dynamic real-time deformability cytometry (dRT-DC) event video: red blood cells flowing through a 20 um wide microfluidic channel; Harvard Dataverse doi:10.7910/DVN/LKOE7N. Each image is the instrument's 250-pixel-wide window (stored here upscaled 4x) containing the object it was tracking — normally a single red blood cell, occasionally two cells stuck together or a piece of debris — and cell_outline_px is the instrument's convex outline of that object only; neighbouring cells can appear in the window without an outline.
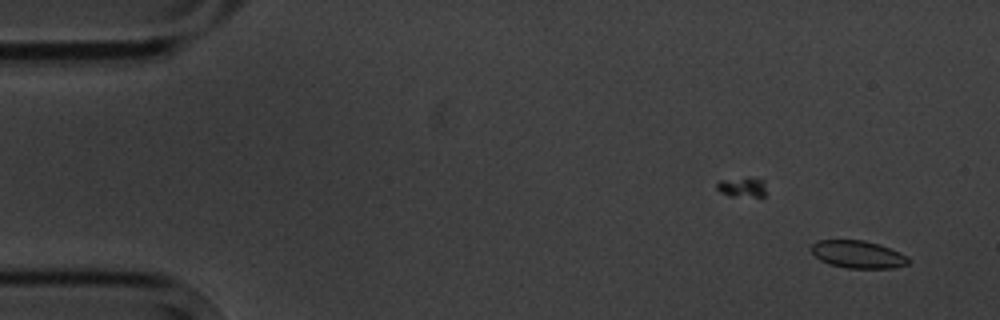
{"species": "common noctule bat (a hibernating species)", "species_latin": "Nyctalus noctula", "temperature_condition": "cold", "stored_images_in_passage": 6, "camera_frame_rate_fps": 3000, "um_per_image_px": 0.085, "animal": {"sex": "male", "body_mass_g": 20.1, "forearm_length_mm": 53.5}, "frame": {"image": 1, "passage_image": 2, "time_ms": 1.0, "image_size_px": [1000, 320], "cell_outline_px": [[908, 264], [892, 268], [848, 268], [828, 264], [820, 260], [812, 252], [812, 244], [820, 240], [864, 240], [880, 244], [900, 252], [908, 256]], "centroid_in_image_um": [72.94, 21.62], "position_along_channel_um": 12.1, "area_um2": 15.55}}